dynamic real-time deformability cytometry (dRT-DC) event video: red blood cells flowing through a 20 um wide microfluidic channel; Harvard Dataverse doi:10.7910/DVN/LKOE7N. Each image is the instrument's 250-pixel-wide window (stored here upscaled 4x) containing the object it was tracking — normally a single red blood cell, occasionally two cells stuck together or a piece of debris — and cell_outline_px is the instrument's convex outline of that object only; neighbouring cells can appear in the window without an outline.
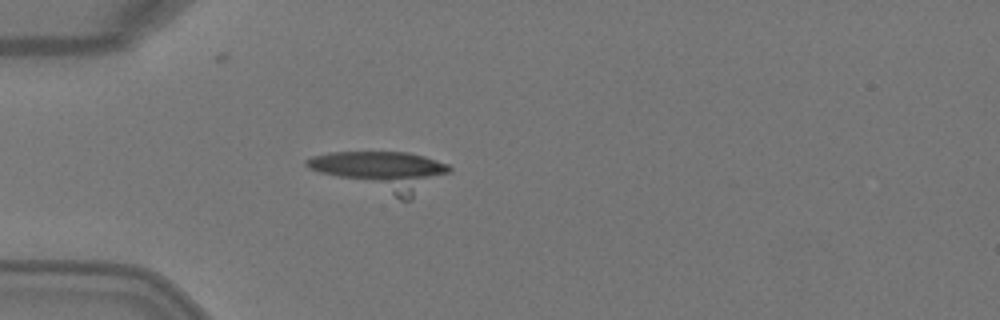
{"species": "Egyptian fruit bat (a non-hibernating species)", "species_latin": "Rousettus aegyptiacus", "temperature_condition": "warm", "stored_images_in_passage": 5, "camera_frame_rate_fps": 3000, "um_per_image_px": 0.085, "animal": {"sex": "female"}, "frame": {"image": 1, "passage_image": 5, "time_ms": 1.333, "image_size_px": [1000, 320], "cell_outline_px": [[452, 168], [448, 172], [412, 200], [400, 200], [308, 168], [304, 164], [304, 160], [312, 156], [328, 152], [408, 152], [424, 156], [448, 164]], "centroid_in_image_um": [32.47, 14.55], "position_along_channel_um": 52.5, "area_um2": 32.6}}